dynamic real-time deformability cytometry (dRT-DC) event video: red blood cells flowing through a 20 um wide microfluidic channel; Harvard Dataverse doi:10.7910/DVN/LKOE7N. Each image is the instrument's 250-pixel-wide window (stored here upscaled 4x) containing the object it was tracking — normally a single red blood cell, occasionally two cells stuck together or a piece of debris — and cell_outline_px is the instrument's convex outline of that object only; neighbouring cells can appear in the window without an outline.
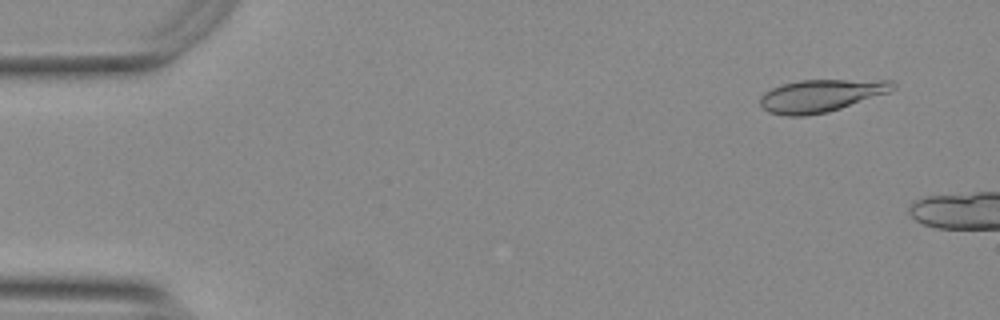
{"species": "Egyptian fruit bat (a non-hibernating species)", "species_latin": "Rousettus aegyptiacus", "temperature_condition": "warm", "stored_images_in_passage": 8, "camera_frame_rate_fps": 3000, "um_per_image_px": 0.085, "animal": {"sex": "female"}, "frame": {"image": 1, "passage_image": 4, "time_ms": 1.0, "image_size_px": [1000, 320], "cell_outline_px": [[896, 88], [892, 92], [828, 112], [804, 116], [784, 116], [768, 112], [760, 104], [760, 96], [764, 92], [780, 84], [800, 80], [892, 80], [896, 84]], "centroid_in_image_um": [69.8, 8.13], "position_along_channel_um": 15.2, "area_um2": 25.43}}